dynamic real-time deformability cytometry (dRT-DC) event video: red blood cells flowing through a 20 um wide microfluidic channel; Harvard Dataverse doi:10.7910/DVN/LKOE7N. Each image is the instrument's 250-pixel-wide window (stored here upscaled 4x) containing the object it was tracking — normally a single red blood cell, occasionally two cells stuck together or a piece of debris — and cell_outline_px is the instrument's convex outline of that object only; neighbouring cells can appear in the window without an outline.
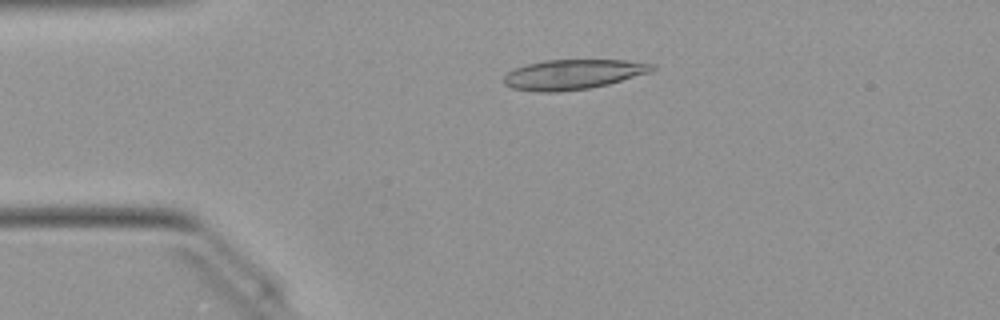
{"species": "Egyptian fruit bat (a non-hibernating species)", "species_latin": "Rousettus aegyptiacus", "temperature_condition": "warm", "stored_images_in_passage": 25, "camera_frame_rate_fps": 3000, "um_per_image_px": 0.085, "animal": {"sex": "female"}, "frame": {"image": 1, "passage_image": 6, "time_ms": 1.667, "image_size_px": [1000, 320], "cell_outline_px": [[656, 68], [652, 72], [608, 84], [588, 88], [556, 92], [536, 92], [512, 88], [504, 84], [504, 76], [508, 72], [516, 68], [528, 64], [544, 60], [624, 60], [656, 64]], "centroid_in_image_um": [48.73, 6.32], "position_along_channel_um": 36.3, "area_um2": 25.84}}
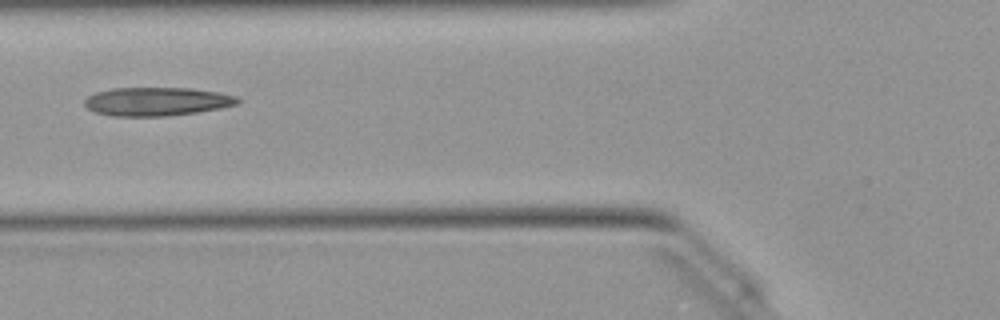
{"frame": {"image": 2, "passage_image": 14, "time_ms": 4.333, "image_size_px": [1000, 320], "cell_outline_px": [[240, 104], [220, 108], [196, 112], [164, 116], [112, 116], [96, 112], [88, 108], [84, 104], [84, 100], [88, 96], [96, 92], [112, 88], [192, 88], [216, 92], [236, 96], [240, 100]], "centroid_in_image_um": [13.33, 8.62], "position_along_channel_um": 112.5, "area_um2": 25.37}}
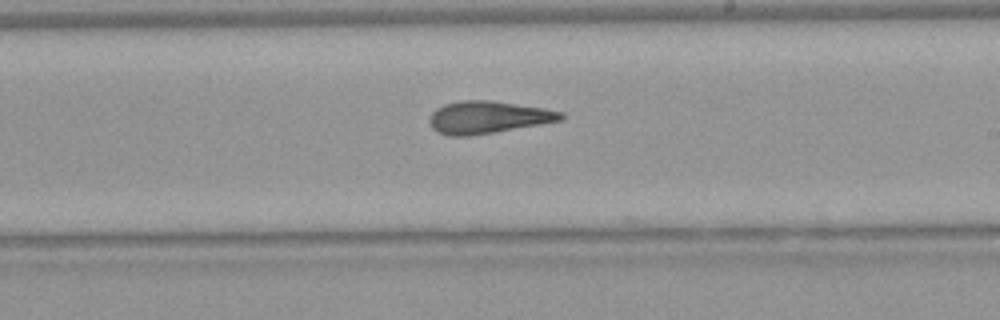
{"frame": {"image": 3, "passage_image": 24, "time_ms": 7.667, "image_size_px": [1000, 320], "cell_outline_px": [[564, 120], [468, 136], [448, 136], [436, 132], [432, 128], [428, 120], [432, 112], [436, 108], [444, 104], [460, 100], [492, 100], [544, 108], [560, 112], [564, 116]], "centroid_in_image_um": [41.42, 9.96], "position_along_channel_um": 247.6, "area_um2": 24.74}}